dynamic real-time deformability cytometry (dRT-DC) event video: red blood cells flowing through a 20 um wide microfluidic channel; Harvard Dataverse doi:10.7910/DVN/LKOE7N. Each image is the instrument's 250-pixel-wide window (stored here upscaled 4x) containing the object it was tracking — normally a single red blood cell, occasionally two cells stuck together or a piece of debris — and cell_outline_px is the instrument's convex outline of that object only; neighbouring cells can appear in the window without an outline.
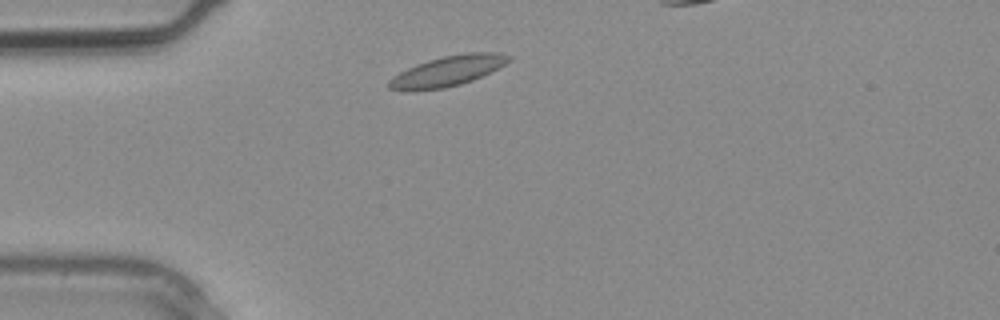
{"species": "common noctule bat (a hibernating species)", "species_latin": "Nyctalus noctula", "temperature_condition": "warm", "stored_images_in_passage": 3, "camera_frame_rate_fps": 3000, "um_per_image_px": 0.085, "animal": {"sex": "male", "body_mass_g": 20.4}, "frame": {"image": 1, "passage_image": 3, "time_ms": 0.667, "image_size_px": [1000, 320], "cell_outline_px": [[512, 60], [472, 80], [460, 84], [444, 88], [408, 92], [388, 88], [388, 80], [392, 76], [416, 64], [428, 60], [444, 56], [468, 52], [496, 52], [512, 56]], "centroid_in_image_um": [38.0, 6.05], "position_along_channel_um": 47.0, "area_um2": 21.1}}